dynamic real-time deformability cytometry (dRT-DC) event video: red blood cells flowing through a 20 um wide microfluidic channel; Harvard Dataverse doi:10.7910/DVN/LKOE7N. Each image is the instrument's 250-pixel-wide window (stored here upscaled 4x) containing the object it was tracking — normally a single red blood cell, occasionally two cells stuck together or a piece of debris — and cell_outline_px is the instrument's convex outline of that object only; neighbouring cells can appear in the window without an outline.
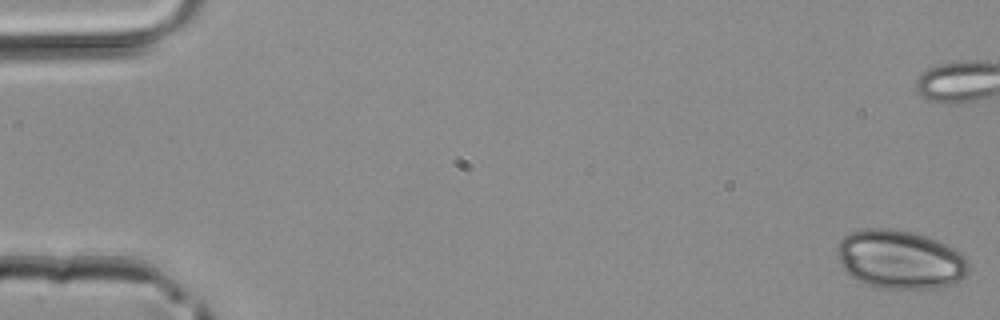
{"species": "common noctule bat (a hibernating species)", "species_latin": "Nyctalus noctula", "temperature_condition": "room temperature", "stored_images_in_passage": 46, "camera_frame_rate_fps": 3000, "um_per_image_px": 0.085, "animal": {"sex": "male", "body_mass_g": 20.4}, "frame": {"image": 1, "passage_image": 1, "time_ms": 0.0, "image_size_px": [1000, 320], "cell_outline_px": [[968, 272], [960, 280], [952, 284], [936, 288], [880, 288], [864, 284], [852, 276], [840, 264], [836, 252], [836, 248], [840, 240], [844, 236], [852, 232], [864, 228], [888, 228], [912, 232], [948, 244], [960, 252], [968, 260]], "centroid_in_image_um": [76.5, 22.05], "position_along_channel_um": 8.5, "area_um2": 45.03}}